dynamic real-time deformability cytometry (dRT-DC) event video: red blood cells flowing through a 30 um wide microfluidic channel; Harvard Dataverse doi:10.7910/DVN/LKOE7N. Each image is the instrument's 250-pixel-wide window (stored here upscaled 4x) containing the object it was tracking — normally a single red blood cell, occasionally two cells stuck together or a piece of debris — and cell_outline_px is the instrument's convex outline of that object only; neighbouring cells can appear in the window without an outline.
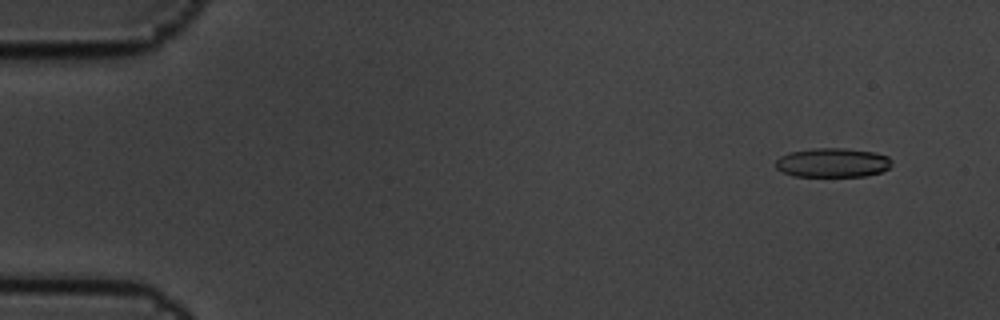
{"species": "common noctule bat (a hibernating species)", "species_latin": "Nyctalus noctula", "temperature_condition": "cold", "stored_images_in_passage": 7, "camera_frame_rate_fps": 3000, "um_per_image_px": 0.085, "animal": {"sex": "male", "body_mass_g": 19.5, "forearm_length_mm": 54.6}, "frame": {"image": 1, "passage_image": 2, "time_ms": 0.333, "image_size_px": [1000, 320], "cell_outline_px": [[892, 164], [888, 168], [880, 172], [864, 176], [792, 176], [776, 168], [776, 160], [780, 156], [788, 152], [812, 148], [844, 148], [872, 152], [888, 156], [892, 160]], "centroid_in_image_um": [70.75, 13.82], "position_along_channel_um": 14.2, "area_um2": 19.77}}
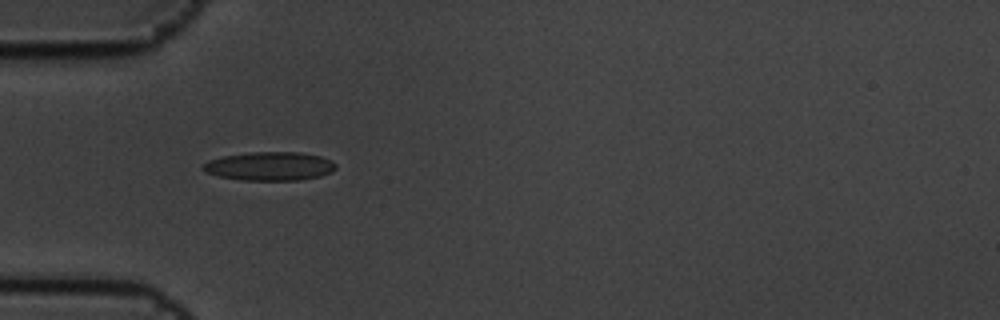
{"frame": {"image": 2, "passage_image": 6, "time_ms": 1.667, "image_size_px": [1000, 320], "cell_outline_px": [[336, 168], [332, 172], [320, 176], [300, 180], [240, 180], [220, 176], [204, 172], [200, 168], [200, 164], [208, 160], [224, 156], [248, 152], [300, 152], [320, 156], [332, 160], [336, 164]], "centroid_in_image_um": [22.9, 14.12], "position_along_channel_um": 62.1, "area_um2": 22.43}}
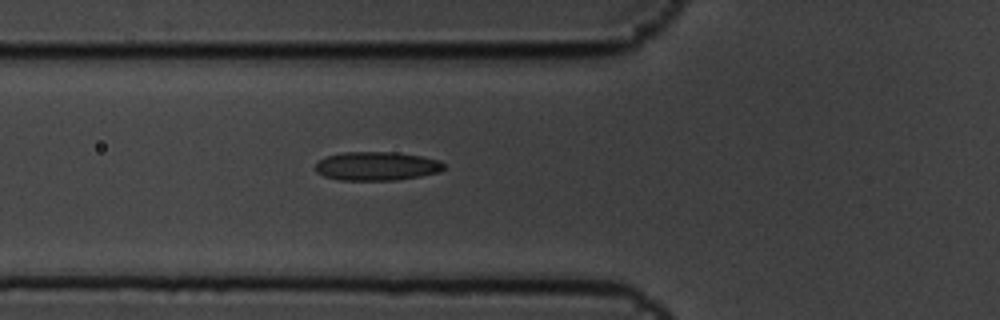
{"frame": {"image": 3, "passage_image": 7, "time_ms": 2.0, "image_size_px": [1000, 320], "cell_outline_px": [[444, 168], [440, 172], [420, 176], [396, 180], [340, 180], [324, 176], [316, 172], [316, 164], [324, 156], [344, 152], [396, 152], [420, 156], [440, 160], [444, 164]], "centroid_in_image_um": [32.02, 14.12], "position_along_channel_um": 93.8, "area_um2": 21.56}}